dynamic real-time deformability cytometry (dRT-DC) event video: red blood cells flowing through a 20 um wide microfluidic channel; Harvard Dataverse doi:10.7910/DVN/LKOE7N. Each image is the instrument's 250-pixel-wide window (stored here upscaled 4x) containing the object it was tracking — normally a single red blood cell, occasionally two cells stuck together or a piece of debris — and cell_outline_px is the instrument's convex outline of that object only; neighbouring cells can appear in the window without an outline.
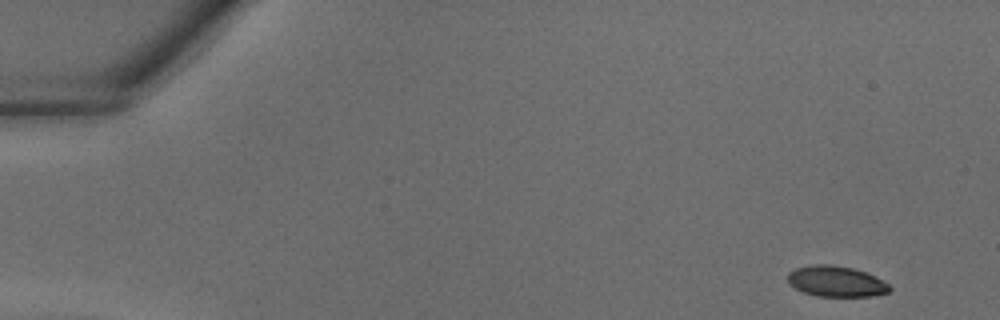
{"species": "common noctule bat (a hibernating species)", "species_latin": "Nyctalus noctula", "temperature_condition": "warm", "stored_images_in_passage": 37, "camera_frame_rate_fps": 3000, "um_per_image_px": 0.085, "animal": {"sex": "male", "body_mass_g": 18.8}, "frame": {"image": 1, "passage_image": 1, "time_ms": 0.0, "image_size_px": [1000, 320], "cell_outline_px": [[892, 288], [888, 292], [872, 296], [816, 296], [804, 292], [788, 284], [788, 272], [796, 268], [812, 264], [832, 264], [852, 268], [864, 272], [888, 284]], "centroid_in_image_um": [71.02, 23.91], "position_along_channel_um": 14.0, "area_um2": 18.09}}
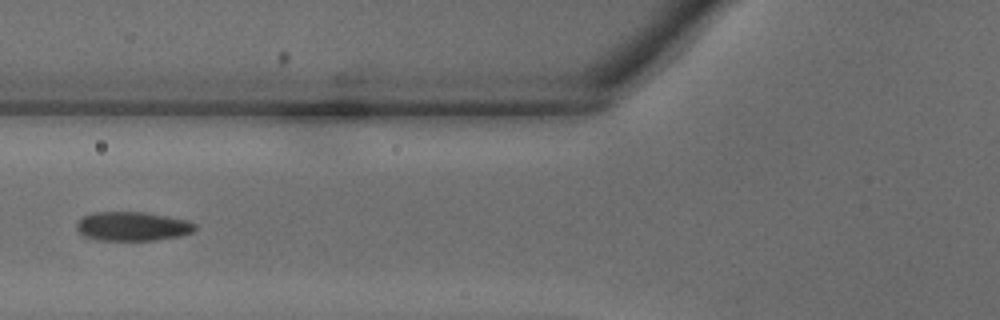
{"frame": {"image": 2, "passage_image": 14, "time_ms": 4.333, "image_size_px": [1000, 320], "cell_outline_px": [[196, 228], [192, 232], [180, 236], [156, 240], [96, 240], [84, 236], [76, 228], [76, 224], [84, 216], [92, 212], [144, 212], [184, 220], [196, 224]], "centroid_in_image_um": [11.23, 19.24], "position_along_channel_um": 114.6, "area_um2": 19.88}}
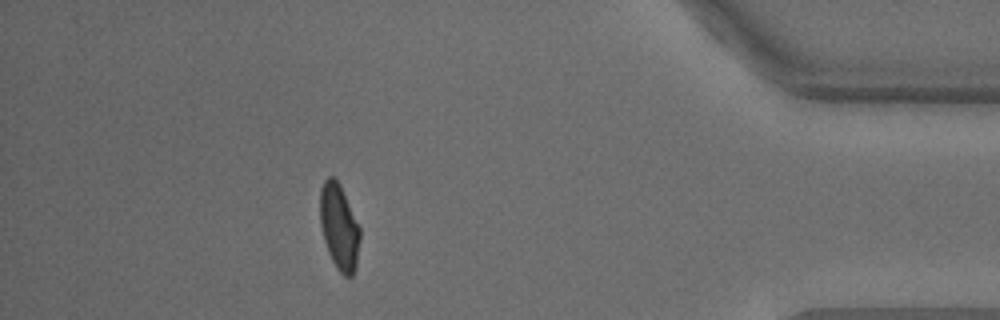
{"frame": {"image": 3, "passage_image": 33, "time_ms": 10.667, "image_size_px": [1000, 320], "cell_outline_px": [[360, 240], [356, 268], [352, 276], [344, 276], [336, 268], [328, 252], [324, 240], [320, 224], [320, 188], [324, 180], [328, 176], [336, 176], [340, 184], [360, 228]], "centroid_in_image_um": [28.82, 19.27], "position_along_channel_um": 406.4, "area_um2": 20.11}}